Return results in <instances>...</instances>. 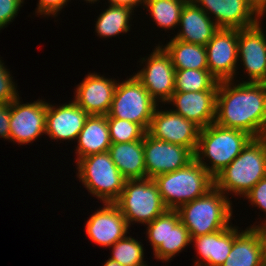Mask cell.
Segmentation results:
<instances>
[{"label": "cell", "instance_id": "ac0fdd59", "mask_svg": "<svg viewBox=\"0 0 266 266\" xmlns=\"http://www.w3.org/2000/svg\"><path fill=\"white\" fill-rule=\"evenodd\" d=\"M116 86L114 79L90 73L77 86L74 101L89 115H107Z\"/></svg>", "mask_w": 266, "mask_h": 266}, {"label": "cell", "instance_id": "484cf974", "mask_svg": "<svg viewBox=\"0 0 266 266\" xmlns=\"http://www.w3.org/2000/svg\"><path fill=\"white\" fill-rule=\"evenodd\" d=\"M165 51L170 55L175 70H208L206 47L171 39Z\"/></svg>", "mask_w": 266, "mask_h": 266}, {"label": "cell", "instance_id": "7a4b0ae2", "mask_svg": "<svg viewBox=\"0 0 266 266\" xmlns=\"http://www.w3.org/2000/svg\"><path fill=\"white\" fill-rule=\"evenodd\" d=\"M265 176L266 137L253 138L214 178V186L224 194L230 191L245 196Z\"/></svg>", "mask_w": 266, "mask_h": 266}, {"label": "cell", "instance_id": "4316f807", "mask_svg": "<svg viewBox=\"0 0 266 266\" xmlns=\"http://www.w3.org/2000/svg\"><path fill=\"white\" fill-rule=\"evenodd\" d=\"M132 10L127 7L109 5L96 21V32L101 37H112L130 30Z\"/></svg>", "mask_w": 266, "mask_h": 266}, {"label": "cell", "instance_id": "44dd1931", "mask_svg": "<svg viewBox=\"0 0 266 266\" xmlns=\"http://www.w3.org/2000/svg\"><path fill=\"white\" fill-rule=\"evenodd\" d=\"M179 25L182 30L173 37L174 39L202 46H205L219 30L211 16L192 0H188L184 5Z\"/></svg>", "mask_w": 266, "mask_h": 266}, {"label": "cell", "instance_id": "8992f818", "mask_svg": "<svg viewBox=\"0 0 266 266\" xmlns=\"http://www.w3.org/2000/svg\"><path fill=\"white\" fill-rule=\"evenodd\" d=\"M78 178L92 195L103 203H114L123 191L126 179L111 159L103 152L76 159Z\"/></svg>", "mask_w": 266, "mask_h": 266}, {"label": "cell", "instance_id": "9a60e30c", "mask_svg": "<svg viewBox=\"0 0 266 266\" xmlns=\"http://www.w3.org/2000/svg\"><path fill=\"white\" fill-rule=\"evenodd\" d=\"M207 14L219 29H242L255 25L262 15L248 0H192ZM255 14V16H254Z\"/></svg>", "mask_w": 266, "mask_h": 266}, {"label": "cell", "instance_id": "2e32d148", "mask_svg": "<svg viewBox=\"0 0 266 266\" xmlns=\"http://www.w3.org/2000/svg\"><path fill=\"white\" fill-rule=\"evenodd\" d=\"M259 23L238 30V60L241 58L248 73L247 83L266 81V35Z\"/></svg>", "mask_w": 266, "mask_h": 266}, {"label": "cell", "instance_id": "7402d4cb", "mask_svg": "<svg viewBox=\"0 0 266 266\" xmlns=\"http://www.w3.org/2000/svg\"><path fill=\"white\" fill-rule=\"evenodd\" d=\"M235 240V227L232 225L216 232L191 238L195 243L200 260L195 266H221L227 259ZM204 263V264H203Z\"/></svg>", "mask_w": 266, "mask_h": 266}, {"label": "cell", "instance_id": "d4e9b609", "mask_svg": "<svg viewBox=\"0 0 266 266\" xmlns=\"http://www.w3.org/2000/svg\"><path fill=\"white\" fill-rule=\"evenodd\" d=\"M108 152L126 180L146 178L143 139L128 143H111Z\"/></svg>", "mask_w": 266, "mask_h": 266}, {"label": "cell", "instance_id": "9c48e42d", "mask_svg": "<svg viewBox=\"0 0 266 266\" xmlns=\"http://www.w3.org/2000/svg\"><path fill=\"white\" fill-rule=\"evenodd\" d=\"M147 226L156 259L169 261L192 243L189 230L181 223L177 210L167 209Z\"/></svg>", "mask_w": 266, "mask_h": 266}, {"label": "cell", "instance_id": "ab89813d", "mask_svg": "<svg viewBox=\"0 0 266 266\" xmlns=\"http://www.w3.org/2000/svg\"><path fill=\"white\" fill-rule=\"evenodd\" d=\"M103 266H122L118 262L108 259Z\"/></svg>", "mask_w": 266, "mask_h": 266}, {"label": "cell", "instance_id": "7c38bea8", "mask_svg": "<svg viewBox=\"0 0 266 266\" xmlns=\"http://www.w3.org/2000/svg\"><path fill=\"white\" fill-rule=\"evenodd\" d=\"M20 103L19 96L10 103L9 139L22 145L45 134L47 102Z\"/></svg>", "mask_w": 266, "mask_h": 266}, {"label": "cell", "instance_id": "83f0119b", "mask_svg": "<svg viewBox=\"0 0 266 266\" xmlns=\"http://www.w3.org/2000/svg\"><path fill=\"white\" fill-rule=\"evenodd\" d=\"M218 80L209 70H175V89L180 92L217 91Z\"/></svg>", "mask_w": 266, "mask_h": 266}, {"label": "cell", "instance_id": "30bf717a", "mask_svg": "<svg viewBox=\"0 0 266 266\" xmlns=\"http://www.w3.org/2000/svg\"><path fill=\"white\" fill-rule=\"evenodd\" d=\"M146 178L176 171L194 159V154L181 145L172 144L150 136L143 138Z\"/></svg>", "mask_w": 266, "mask_h": 266}, {"label": "cell", "instance_id": "5bb4252c", "mask_svg": "<svg viewBox=\"0 0 266 266\" xmlns=\"http://www.w3.org/2000/svg\"><path fill=\"white\" fill-rule=\"evenodd\" d=\"M205 47L210 73L218 81L233 82L238 61V29H219Z\"/></svg>", "mask_w": 266, "mask_h": 266}, {"label": "cell", "instance_id": "1f68e13d", "mask_svg": "<svg viewBox=\"0 0 266 266\" xmlns=\"http://www.w3.org/2000/svg\"><path fill=\"white\" fill-rule=\"evenodd\" d=\"M3 64L0 60V103H11L19 95L10 72L7 71Z\"/></svg>", "mask_w": 266, "mask_h": 266}, {"label": "cell", "instance_id": "8d00e7d4", "mask_svg": "<svg viewBox=\"0 0 266 266\" xmlns=\"http://www.w3.org/2000/svg\"><path fill=\"white\" fill-rule=\"evenodd\" d=\"M110 5L112 6H120V7H127L131 10L135 9L136 6L139 4L144 5L146 0H108Z\"/></svg>", "mask_w": 266, "mask_h": 266}, {"label": "cell", "instance_id": "f1b7e54d", "mask_svg": "<svg viewBox=\"0 0 266 266\" xmlns=\"http://www.w3.org/2000/svg\"><path fill=\"white\" fill-rule=\"evenodd\" d=\"M188 0H146L145 7L150 11L156 24L164 29L179 25L182 9Z\"/></svg>", "mask_w": 266, "mask_h": 266}, {"label": "cell", "instance_id": "74e56055", "mask_svg": "<svg viewBox=\"0 0 266 266\" xmlns=\"http://www.w3.org/2000/svg\"><path fill=\"white\" fill-rule=\"evenodd\" d=\"M254 227L260 235L263 246V254L266 260V220L264 221V223H262V225H257V226L254 225Z\"/></svg>", "mask_w": 266, "mask_h": 266}, {"label": "cell", "instance_id": "5b68a950", "mask_svg": "<svg viewBox=\"0 0 266 266\" xmlns=\"http://www.w3.org/2000/svg\"><path fill=\"white\" fill-rule=\"evenodd\" d=\"M215 186L205 195L183 204L177 209L181 223L191 238L225 229L232 217L229 198Z\"/></svg>", "mask_w": 266, "mask_h": 266}, {"label": "cell", "instance_id": "cb8c5ba5", "mask_svg": "<svg viewBox=\"0 0 266 266\" xmlns=\"http://www.w3.org/2000/svg\"><path fill=\"white\" fill-rule=\"evenodd\" d=\"M77 140V159L107 152L111 146L107 115H89Z\"/></svg>", "mask_w": 266, "mask_h": 266}, {"label": "cell", "instance_id": "6da1fadb", "mask_svg": "<svg viewBox=\"0 0 266 266\" xmlns=\"http://www.w3.org/2000/svg\"><path fill=\"white\" fill-rule=\"evenodd\" d=\"M233 84L231 80L218 82L215 123L244 131L253 138L266 137L265 84Z\"/></svg>", "mask_w": 266, "mask_h": 266}, {"label": "cell", "instance_id": "ffe728a7", "mask_svg": "<svg viewBox=\"0 0 266 266\" xmlns=\"http://www.w3.org/2000/svg\"><path fill=\"white\" fill-rule=\"evenodd\" d=\"M88 116L75 101L58 108L47 103L45 134L54 140L77 139Z\"/></svg>", "mask_w": 266, "mask_h": 266}, {"label": "cell", "instance_id": "d6a6232c", "mask_svg": "<svg viewBox=\"0 0 266 266\" xmlns=\"http://www.w3.org/2000/svg\"><path fill=\"white\" fill-rule=\"evenodd\" d=\"M22 3L23 0H0V29L12 22Z\"/></svg>", "mask_w": 266, "mask_h": 266}, {"label": "cell", "instance_id": "ba28073f", "mask_svg": "<svg viewBox=\"0 0 266 266\" xmlns=\"http://www.w3.org/2000/svg\"><path fill=\"white\" fill-rule=\"evenodd\" d=\"M157 104L136 77L132 76L117 83L107 118L138 123L147 131Z\"/></svg>", "mask_w": 266, "mask_h": 266}, {"label": "cell", "instance_id": "4dcf8cb0", "mask_svg": "<svg viewBox=\"0 0 266 266\" xmlns=\"http://www.w3.org/2000/svg\"><path fill=\"white\" fill-rule=\"evenodd\" d=\"M111 143H128L142 140L146 130L138 123L125 119L107 118Z\"/></svg>", "mask_w": 266, "mask_h": 266}, {"label": "cell", "instance_id": "603a6c76", "mask_svg": "<svg viewBox=\"0 0 266 266\" xmlns=\"http://www.w3.org/2000/svg\"><path fill=\"white\" fill-rule=\"evenodd\" d=\"M221 266H265L262 241L254 226L241 232L235 227L231 252Z\"/></svg>", "mask_w": 266, "mask_h": 266}, {"label": "cell", "instance_id": "f35d334b", "mask_svg": "<svg viewBox=\"0 0 266 266\" xmlns=\"http://www.w3.org/2000/svg\"><path fill=\"white\" fill-rule=\"evenodd\" d=\"M262 15L266 12V0H248Z\"/></svg>", "mask_w": 266, "mask_h": 266}, {"label": "cell", "instance_id": "4fadbf2b", "mask_svg": "<svg viewBox=\"0 0 266 266\" xmlns=\"http://www.w3.org/2000/svg\"><path fill=\"white\" fill-rule=\"evenodd\" d=\"M201 128L171 109H155L147 133L159 140L187 147L196 151Z\"/></svg>", "mask_w": 266, "mask_h": 266}, {"label": "cell", "instance_id": "8fae6325", "mask_svg": "<svg viewBox=\"0 0 266 266\" xmlns=\"http://www.w3.org/2000/svg\"><path fill=\"white\" fill-rule=\"evenodd\" d=\"M147 59L146 67L134 76L157 102L168 103L175 89V68L170 55L158 45Z\"/></svg>", "mask_w": 266, "mask_h": 266}, {"label": "cell", "instance_id": "d6986e66", "mask_svg": "<svg viewBox=\"0 0 266 266\" xmlns=\"http://www.w3.org/2000/svg\"><path fill=\"white\" fill-rule=\"evenodd\" d=\"M217 91H174L168 103L176 106L174 113L192 121L201 129L215 122Z\"/></svg>", "mask_w": 266, "mask_h": 266}, {"label": "cell", "instance_id": "60d3db41", "mask_svg": "<svg viewBox=\"0 0 266 266\" xmlns=\"http://www.w3.org/2000/svg\"><path fill=\"white\" fill-rule=\"evenodd\" d=\"M85 1H89V2H91V3H92V2L94 3V2H96V1H98V0H85Z\"/></svg>", "mask_w": 266, "mask_h": 266}, {"label": "cell", "instance_id": "e575fe53", "mask_svg": "<svg viewBox=\"0 0 266 266\" xmlns=\"http://www.w3.org/2000/svg\"><path fill=\"white\" fill-rule=\"evenodd\" d=\"M69 0H39L37 13L55 16Z\"/></svg>", "mask_w": 266, "mask_h": 266}, {"label": "cell", "instance_id": "e0dca14e", "mask_svg": "<svg viewBox=\"0 0 266 266\" xmlns=\"http://www.w3.org/2000/svg\"><path fill=\"white\" fill-rule=\"evenodd\" d=\"M103 204L86 222V234L95 244L111 247L127 235L129 226L114 203Z\"/></svg>", "mask_w": 266, "mask_h": 266}, {"label": "cell", "instance_id": "d590c367", "mask_svg": "<svg viewBox=\"0 0 266 266\" xmlns=\"http://www.w3.org/2000/svg\"><path fill=\"white\" fill-rule=\"evenodd\" d=\"M10 103H0V136L9 139Z\"/></svg>", "mask_w": 266, "mask_h": 266}, {"label": "cell", "instance_id": "836d02e7", "mask_svg": "<svg viewBox=\"0 0 266 266\" xmlns=\"http://www.w3.org/2000/svg\"><path fill=\"white\" fill-rule=\"evenodd\" d=\"M244 197L248 198L252 205L258 206L266 213V176L245 194Z\"/></svg>", "mask_w": 266, "mask_h": 266}, {"label": "cell", "instance_id": "277c9868", "mask_svg": "<svg viewBox=\"0 0 266 266\" xmlns=\"http://www.w3.org/2000/svg\"><path fill=\"white\" fill-rule=\"evenodd\" d=\"M153 181L164 205L171 210L202 197L214 187V178L195 158L185 167L158 175Z\"/></svg>", "mask_w": 266, "mask_h": 266}, {"label": "cell", "instance_id": "f546056e", "mask_svg": "<svg viewBox=\"0 0 266 266\" xmlns=\"http://www.w3.org/2000/svg\"><path fill=\"white\" fill-rule=\"evenodd\" d=\"M141 242L125 236L112 245L111 260L118 262L122 266H147L144 264V250Z\"/></svg>", "mask_w": 266, "mask_h": 266}, {"label": "cell", "instance_id": "52a82bcc", "mask_svg": "<svg viewBox=\"0 0 266 266\" xmlns=\"http://www.w3.org/2000/svg\"><path fill=\"white\" fill-rule=\"evenodd\" d=\"M114 204L129 227L134 221L147 225L167 210L157 184L150 178L126 180L123 191Z\"/></svg>", "mask_w": 266, "mask_h": 266}, {"label": "cell", "instance_id": "3957f363", "mask_svg": "<svg viewBox=\"0 0 266 266\" xmlns=\"http://www.w3.org/2000/svg\"><path fill=\"white\" fill-rule=\"evenodd\" d=\"M253 139L248 133L222 127L215 122L200 130L194 158L215 178ZM207 157L212 166L202 159Z\"/></svg>", "mask_w": 266, "mask_h": 266}]
</instances>
